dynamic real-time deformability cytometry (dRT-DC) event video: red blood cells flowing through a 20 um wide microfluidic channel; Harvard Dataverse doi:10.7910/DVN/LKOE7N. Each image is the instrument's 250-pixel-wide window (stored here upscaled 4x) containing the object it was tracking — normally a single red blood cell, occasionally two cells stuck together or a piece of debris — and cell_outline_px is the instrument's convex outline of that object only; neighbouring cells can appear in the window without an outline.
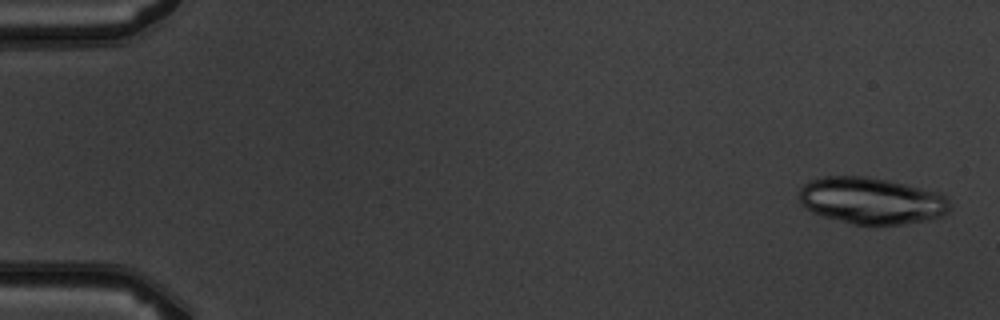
{"species": "common noctule bat (a hibernating species)", "species_latin": "Nyctalus noctula", "temperature_condition": "warm", "stored_images_in_passage": 5, "camera_frame_rate_fps": 3000, "um_per_image_px": 0.085, "animal": {"sex": "male", "body_mass_g": 19.5, "forearm_length_mm": 54.6}, "frame": {"image": 1, "passage_image": 1, "time_ms": 0.0, "image_size_px": [1000, 320], "cell_outline_px": [[952, 208], [948, 212], [940, 216], [924, 220], [904, 224], [852, 224], [824, 216], [812, 212], [804, 208], [800, 204], [800, 188], [804, 184], [812, 180], [824, 176], [864, 176], [888, 180], [940, 192], [948, 196]], "centroid_in_image_um": [74.09, 17.05], "position_along_channel_um": 10.9, "area_um2": 41.04}}